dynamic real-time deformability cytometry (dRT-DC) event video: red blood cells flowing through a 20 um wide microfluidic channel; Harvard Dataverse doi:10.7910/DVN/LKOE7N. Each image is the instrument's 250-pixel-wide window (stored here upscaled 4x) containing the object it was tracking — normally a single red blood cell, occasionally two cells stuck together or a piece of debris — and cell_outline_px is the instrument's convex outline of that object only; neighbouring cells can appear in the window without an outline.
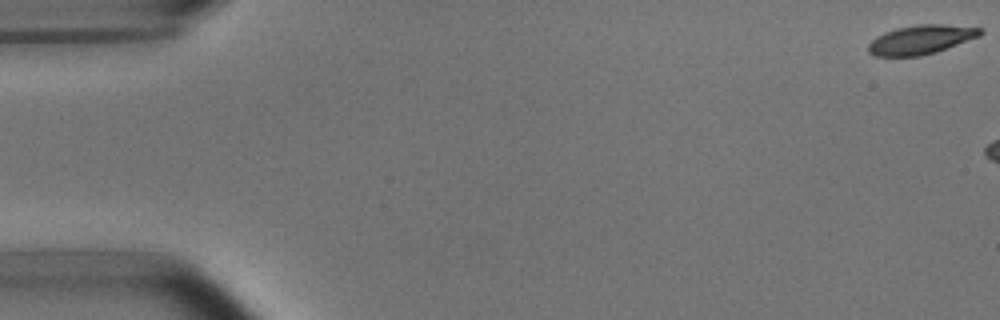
{"species": "common noctule bat (a hibernating species)", "species_latin": "Nyctalus noctula", "temperature_condition": "room temperature", "stored_images_in_passage": 3, "camera_frame_rate_fps": 3000, "um_per_image_px": 0.085, "animal": {"sex": "male", "body_mass_g": 15.6}, "frame": {"image": 1, "passage_image": 1, "time_ms": 0.0, "image_size_px": [1000, 320], "cell_outline_px": [[984, 32], [980, 36], [936, 52], [920, 56], [872, 56], [868, 52], [868, 44], [876, 36], [884, 32], [896, 28], [920, 24], [944, 24], [984, 28]], "centroid_in_image_um": [78.28, 3.36], "position_along_channel_um": 6.7, "area_um2": 19.13}}